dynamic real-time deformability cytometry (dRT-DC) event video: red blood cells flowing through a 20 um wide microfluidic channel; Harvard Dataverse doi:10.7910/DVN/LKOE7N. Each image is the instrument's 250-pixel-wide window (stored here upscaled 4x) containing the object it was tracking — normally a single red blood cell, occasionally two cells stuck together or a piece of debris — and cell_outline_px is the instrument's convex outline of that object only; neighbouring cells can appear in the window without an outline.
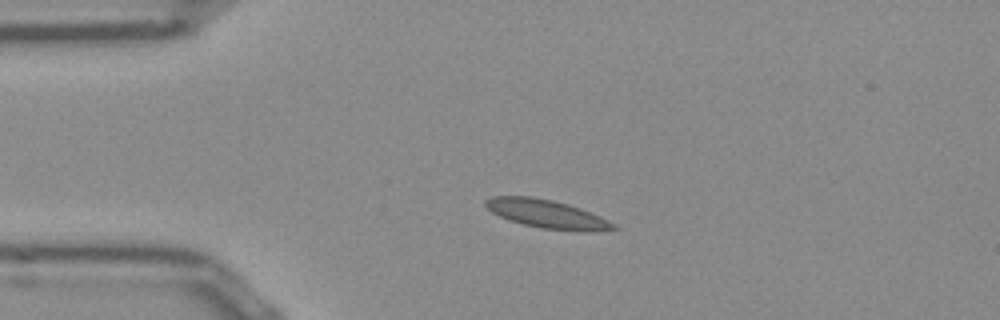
{"species": "Egyptian fruit bat (a non-hibernating species)", "species_latin": "Rousettus aegyptiacus", "temperature_condition": "room temperature", "stored_images_in_passage": 42, "camera_frame_rate_fps": 3000, "um_per_image_px": 0.085, "frame": {"image": 1, "passage_image": 1, "time_ms": 0.0, "image_size_px": [1000, 320], "cell_outline_px": [[620, 228], [596, 232], [580, 232], [540, 228], [508, 220], [492, 212], [484, 204], [484, 200], [492, 196], [528, 196], [552, 200], [568, 204], [580, 208], [600, 216], [616, 224]], "centroid_in_image_um": [46.53, 18.21], "position_along_channel_um": 38.5, "area_um2": 21.39}}
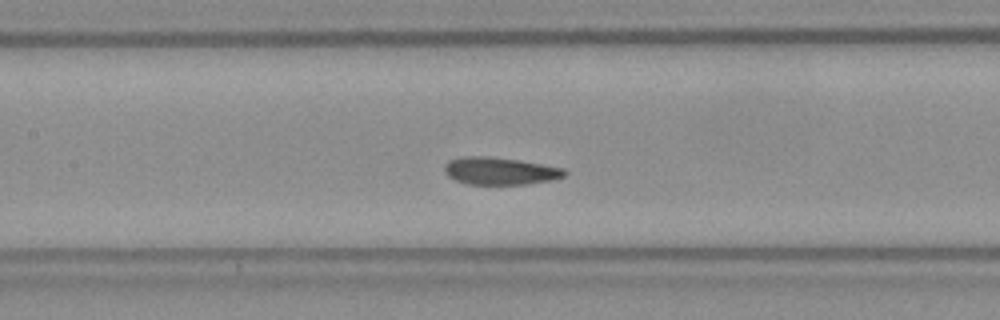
{"frame": {"image": 2, "passage_image": 13, "time_ms": 4.0, "image_size_px": [1000, 320], "cell_outline_px": [[568, 172], [564, 176], [552, 180], [528, 184], [468, 184], [456, 180], [448, 176], [444, 172], [444, 164], [448, 160], [460, 156], [488, 156], [520, 160], [564, 168]], "centroid_in_image_um": [42.48, 14.52], "position_along_channel_um": 164.9, "area_um2": 19.36}}
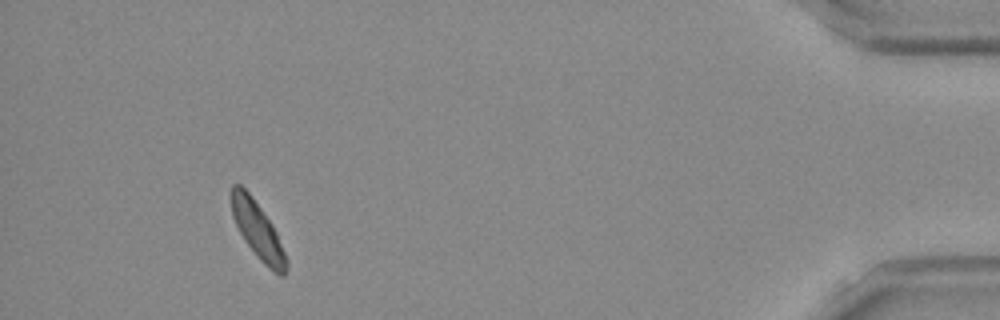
{"frame": {"image": 3, "passage_image": 38, "time_ms": 12.333, "image_size_px": [1000, 320], "cell_outline_px": [[288, 268], [284, 276], [280, 276], [268, 268], [256, 256], [244, 240], [232, 216], [232, 184], [240, 184], [252, 196], [272, 224], [276, 232], [288, 260]], "centroid_in_image_um": [21.93, 19.63], "position_along_channel_um": 413.3, "area_um2": 18.03}, "authors_computed_cell_mechanics": {"area_um2": 18.8717, "velocity_mm_per_s": 3.8179, "shape_relaxation_time_tau1_ms": 3.4953, "shape_relaxation_time_tau2_ms": 0.8405, "deformation_change_tau1": 0.11, "deformation_change_tau2": 0.0525}}